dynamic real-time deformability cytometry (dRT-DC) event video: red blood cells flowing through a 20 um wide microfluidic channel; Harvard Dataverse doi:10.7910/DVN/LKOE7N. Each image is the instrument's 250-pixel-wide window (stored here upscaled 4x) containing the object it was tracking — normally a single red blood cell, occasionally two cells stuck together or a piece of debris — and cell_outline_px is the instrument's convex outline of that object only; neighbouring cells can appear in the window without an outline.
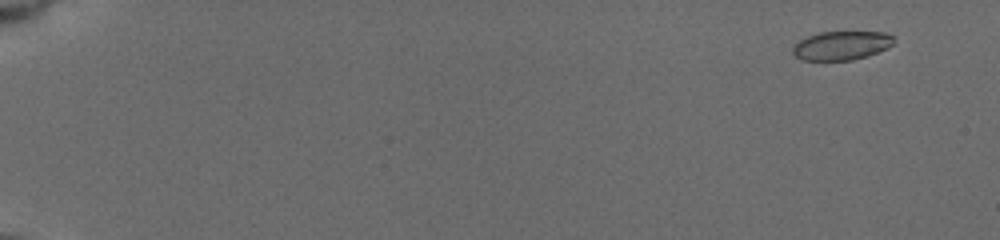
{"species": "common noctule bat (a hibernating species)", "species_latin": "Nyctalus noctula", "temperature_condition": "cold", "stored_images_in_passage": 55, "camera_frame_rate_fps": 3000, "um_per_image_px": 0.085, "animal": {"sex": "female", "body_mass_g": 19.5, "forearm_length_mm": 54.1}, "frame": {"image": 1, "passage_image": 2, "time_ms": 0.333, "image_size_px": [1000, 240], "cell_outline_px": [[892, 44], [888, 48], [852, 60], [800, 60], [792, 52], [792, 44], [796, 40], [820, 32], [888, 32], [892, 36]], "centroid_in_image_um": [71.45, 3.86], "position_along_channel_um": 13.6, "area_um2": 16.99}}
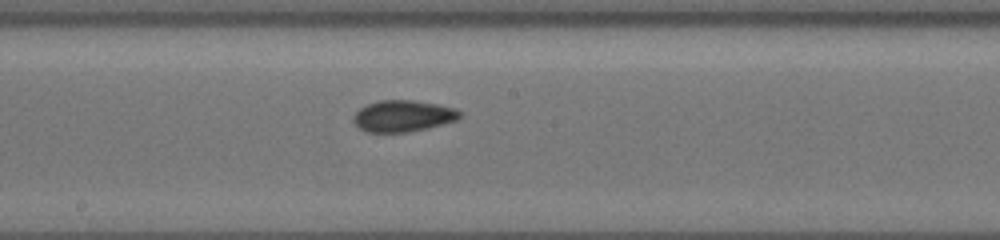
{"frame": {"image": 2, "passage_image": 32, "time_ms": 10.333, "image_size_px": [1000, 240], "cell_outline_px": [[464, 116], [456, 120], [428, 128], [408, 132], [364, 132], [352, 120], [356, 112], [360, 108], [368, 104], [380, 100], [412, 100], [436, 104], [452, 108], [460, 112]], "centroid_in_image_um": [34.25, 9.87], "position_along_channel_um": 214.0, "area_um2": 19.36}}
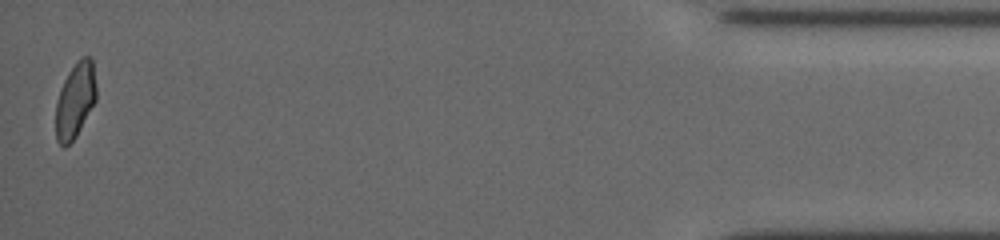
{"frame": {"image": 3, "passage_image": 55, "time_ms": 18.0, "image_size_px": [1000, 240], "cell_outline_px": [[96, 100], [76, 136], [64, 148], [56, 140], [56, 104], [60, 88], [68, 72], [80, 56], [92, 56], [96, 84]], "centroid_in_image_um": [6.4, 8.48], "position_along_channel_um": 428.8, "area_um2": 17.86}, "authors_computed_cell_mechanics": {"area_um2": 18.785, "velocity_mm_per_s": 3.76, "shape_relaxation_time_tau1_ms": 4.8501, "shape_relaxation_time_tau2_ms": 1.3002, "deformation_change_tau1": 0.1432, "deformation_change_tau2": 0.0616}}